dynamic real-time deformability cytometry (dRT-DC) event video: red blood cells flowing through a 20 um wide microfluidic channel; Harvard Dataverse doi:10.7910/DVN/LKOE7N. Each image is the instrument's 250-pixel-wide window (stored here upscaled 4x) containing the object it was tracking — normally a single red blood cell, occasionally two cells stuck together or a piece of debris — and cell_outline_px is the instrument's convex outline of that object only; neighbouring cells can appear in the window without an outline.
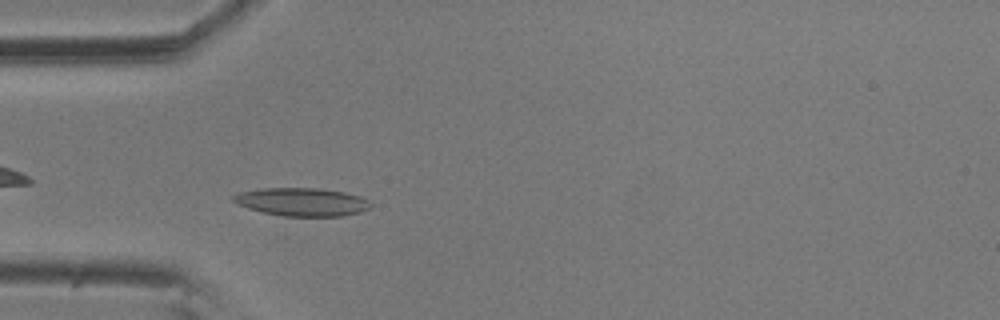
{"species": "common noctule bat (a hibernating species)", "species_latin": "Nyctalus noctula", "temperature_condition": "room temperature", "stored_images_in_passage": 7, "camera_frame_rate_fps": 3000, "um_per_image_px": 0.085, "animal": {"sex": "male", "body_mass_g": 20.5, "forearm_length_mm": 52.5}, "frame": {"image": 1, "passage_image": 4, "time_ms": 1.0, "image_size_px": [1000, 320], "cell_outline_px": [[372, 204], [368, 208], [360, 212], [340, 216], [284, 216], [260, 212], [248, 208], [232, 200], [232, 196], [240, 192], [264, 188], [320, 188], [344, 192], [360, 196], [368, 200]], "centroid_in_image_um": [25.67, 17.16], "position_along_channel_um": 59.3, "area_um2": 22.43}}